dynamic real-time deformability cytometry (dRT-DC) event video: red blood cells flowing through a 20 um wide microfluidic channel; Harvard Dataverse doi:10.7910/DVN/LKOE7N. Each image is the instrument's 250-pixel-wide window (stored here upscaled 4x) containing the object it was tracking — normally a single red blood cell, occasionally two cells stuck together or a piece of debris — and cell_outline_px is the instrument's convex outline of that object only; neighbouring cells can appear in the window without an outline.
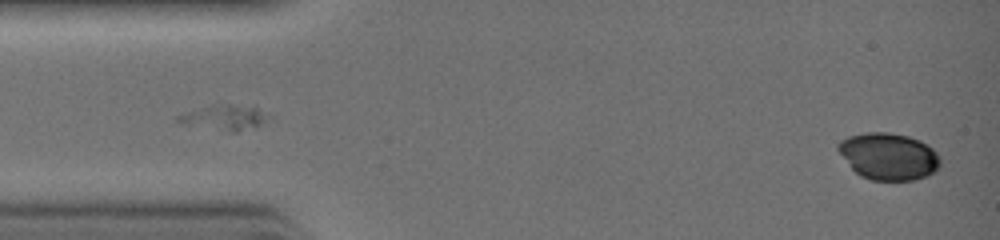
{"species": "common noctule bat (a hibernating species)", "species_latin": "Nyctalus noctula", "temperature_condition": "warm", "stored_images_in_passage": 23, "camera_frame_rate_fps": 3000, "um_per_image_px": 0.085, "animal": {"sex": "female", "body_mass_g": 19.0, "forearm_length_mm": 51.5}, "frame": {"image": 1, "passage_image": 1, "time_ms": 0.0, "image_size_px": [1000, 240], "cell_outline_px": [[940, 168], [924, 176], [912, 180], [872, 180], [860, 176], [852, 168], [836, 148], [836, 144], [840, 140], [848, 136], [868, 132], [888, 132], [908, 136], [920, 140], [932, 148], [940, 156]], "centroid_in_image_um": [75.52, 13.28], "position_along_channel_um": 9.5, "area_um2": 27.86}}
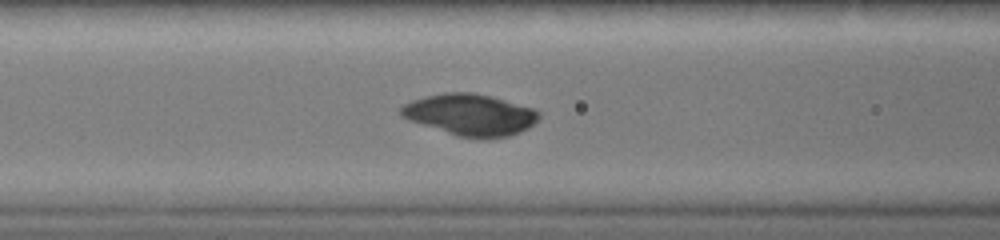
{"frame": {"image": 2, "passage_image": 12, "time_ms": 3.667, "image_size_px": [1000, 240], "cell_outline_px": [[540, 116], [528, 128], [520, 132], [508, 136], [488, 140], [480, 140], [456, 136], [408, 120], [400, 116], [400, 108], [404, 104], [412, 100], [424, 96], [444, 92], [472, 92], [492, 96], [536, 108], [540, 112]], "centroid_in_image_um": [39.98, 9.76], "position_along_channel_um": 126.6, "area_um2": 34.04}}
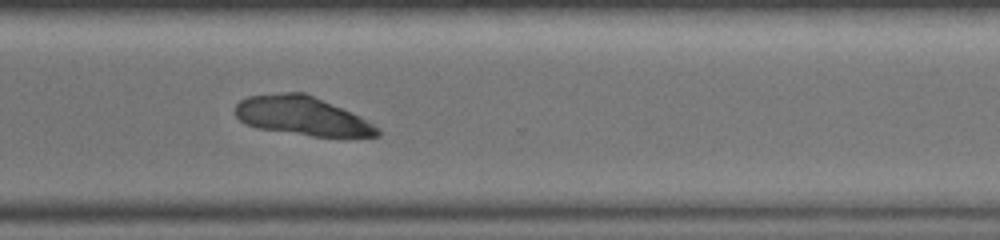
{"frame": {"image": 3, "passage_image": 23, "time_ms": 7.333, "image_size_px": [1000, 240], "cell_outline_px": [[380, 136], [312, 136], [256, 128], [244, 124], [236, 116], [236, 104], [240, 100], [248, 96], [280, 92], [304, 92], [352, 112], [360, 116], [380, 128]], "centroid_in_image_um": [25.66, 9.85], "position_along_channel_um": 344.9, "area_um2": 32.19}}